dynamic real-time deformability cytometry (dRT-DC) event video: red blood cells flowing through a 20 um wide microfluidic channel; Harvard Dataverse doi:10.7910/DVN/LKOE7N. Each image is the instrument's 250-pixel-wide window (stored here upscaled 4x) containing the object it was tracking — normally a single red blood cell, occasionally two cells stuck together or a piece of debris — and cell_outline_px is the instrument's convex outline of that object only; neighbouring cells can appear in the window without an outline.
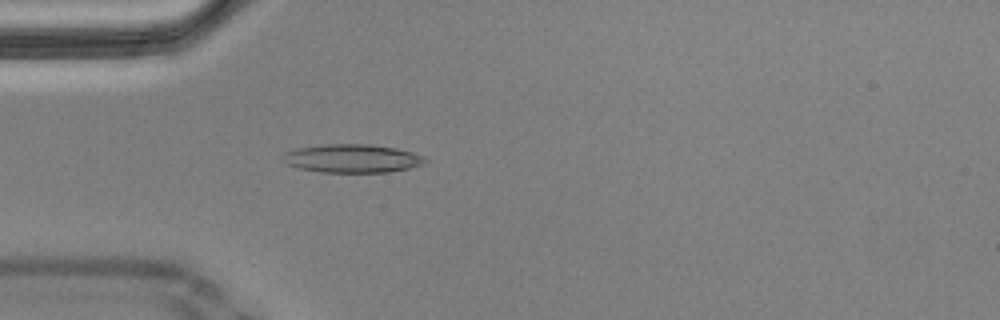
{"species": "Egyptian fruit bat (a non-hibernating species)", "species_latin": "Rousettus aegyptiacus", "temperature_condition": "cold", "stored_images_in_passage": 48, "camera_frame_rate_fps": 3000, "um_per_image_px": 0.085, "animal": {"sex": "male"}, "frame": {"image": 1, "passage_image": 7, "time_ms": 2.0, "image_size_px": [1000, 320], "cell_outline_px": [[428, 160], [424, 164], [408, 168], [388, 172], [320, 172], [300, 168], [288, 164], [280, 160], [280, 156], [284, 152], [300, 148], [328, 144], [372, 144], [396, 148], [412, 152], [424, 156]], "centroid_in_image_um": [29.94, 13.46], "position_along_channel_um": 55.1, "area_um2": 23.58}}
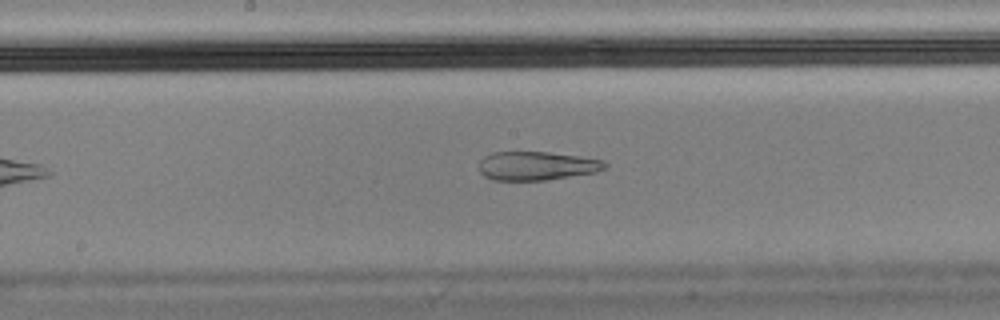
{"frame": {"image": 2, "passage_image": 20, "time_ms": 6.333, "image_size_px": [1000, 320], "cell_outline_px": [[608, 168], [596, 172], [544, 180], [492, 180], [484, 176], [480, 172], [480, 160], [484, 156], [492, 152], [548, 152], [580, 156], [604, 160], [608, 164]], "centroid_in_image_um": [45.64, 14.09], "position_along_channel_um": 202.6, "area_um2": 21.15}, "authors_computed_cell_mechanics": {"area_um2": 23.7558, "velocity_mm_per_s": 3.503, "shape_relaxation_time_tau1_ms": null, "shape_relaxation_time_tau2_ms": 2.4638, "deformation_change_tau1": null, "deformation_change_tau2": 0.1069}}